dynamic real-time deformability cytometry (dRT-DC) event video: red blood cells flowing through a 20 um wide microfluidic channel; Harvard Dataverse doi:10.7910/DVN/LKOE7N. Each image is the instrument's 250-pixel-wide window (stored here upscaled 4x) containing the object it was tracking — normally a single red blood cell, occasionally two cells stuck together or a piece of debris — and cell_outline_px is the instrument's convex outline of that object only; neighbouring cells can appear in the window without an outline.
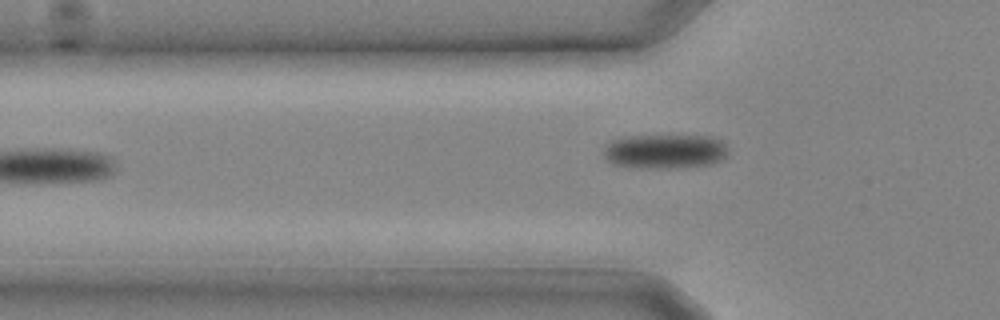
{"species": "common noctule bat (a hibernating species)", "species_latin": "Nyctalus noctula", "temperature_condition": "cold", "stored_images_in_passage": 9, "camera_frame_rate_fps": 3000, "um_per_image_px": 0.085, "animal": {"sex": "male", "body_mass_g": 20.4}, "frame": {"image": 1, "passage_image": 9, "time_ms": 2.667, "image_size_px": [1000, 320], "cell_outline_px": [[728, 156], [724, 160], [712, 164], [676, 168], [632, 168], [612, 164], [604, 156], [604, 148], [612, 140], [632, 136], [712, 136], [724, 140], [728, 148]], "centroid_in_image_um": [56.6, 12.88], "position_along_channel_um": 69.2, "area_um2": 25.43}}